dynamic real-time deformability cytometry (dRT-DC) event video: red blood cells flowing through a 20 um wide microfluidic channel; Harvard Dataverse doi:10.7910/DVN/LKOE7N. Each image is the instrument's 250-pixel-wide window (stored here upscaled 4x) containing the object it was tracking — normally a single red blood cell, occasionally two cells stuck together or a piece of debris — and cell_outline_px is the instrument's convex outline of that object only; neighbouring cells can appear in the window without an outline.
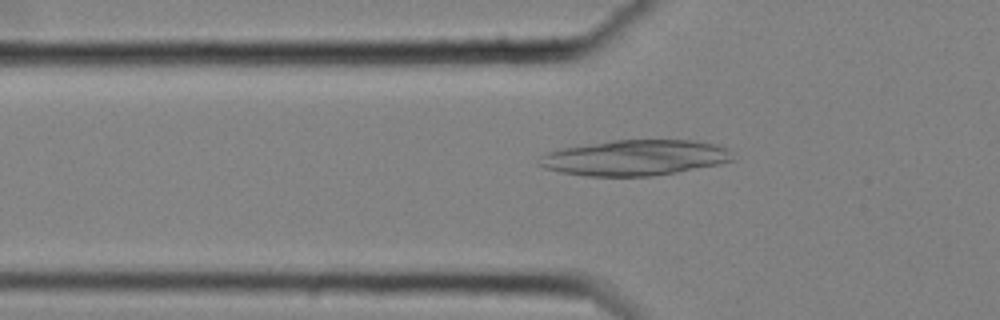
{"species": "common noctule bat (a hibernating species)", "species_latin": "Nyctalus noctula", "temperature_condition": "cold", "stored_images_in_passage": 47, "camera_frame_rate_fps": 3000, "um_per_image_px": 0.085, "animal": {"sex": "female", "body_mass_g": 25.1}, "frame": {"image": 1, "passage_image": 10, "time_ms": 3.0, "image_size_px": [1000, 320], "cell_outline_px": [[732, 160], [720, 164], [676, 172], [652, 176], [588, 176], [560, 172], [544, 168], [536, 164], [540, 156], [548, 152], [564, 148], [612, 140], [696, 140], [716, 144], [728, 148]], "centroid_in_image_um": [53.95, 13.4], "position_along_channel_um": 71.8, "area_um2": 40.06}}
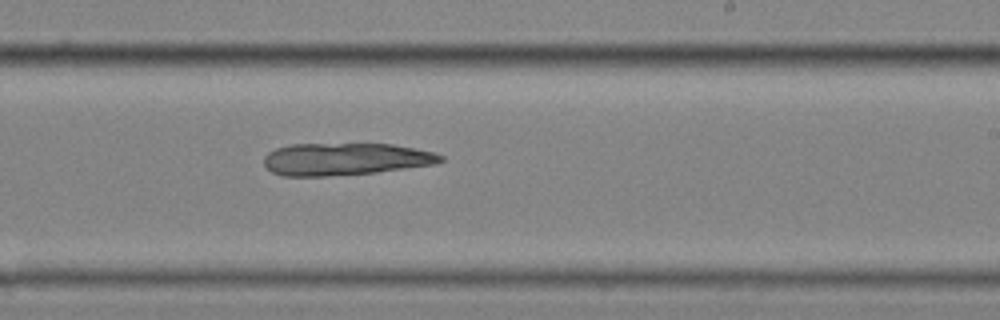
{"frame": {"image": 2, "passage_image": 26, "time_ms": 8.333, "image_size_px": [1000, 320], "cell_outline_px": [[444, 160], [436, 164], [376, 172], [328, 176], [284, 176], [272, 172], [264, 164], [264, 156], [268, 152], [276, 148], [292, 144], [392, 144], [432, 152], [444, 156]], "centroid_in_image_um": [29.33, 13.52], "position_along_channel_um": 259.7, "area_um2": 33.12}}
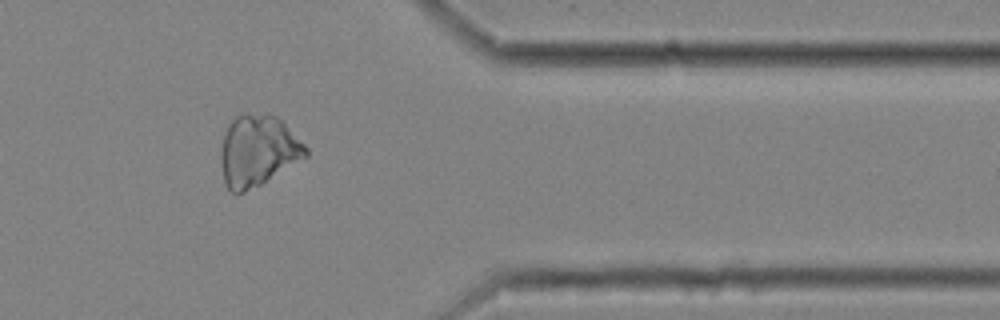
{"frame": {"image": 3, "passage_image": 38, "time_ms": 12.333, "image_size_px": [1000, 320], "cell_outline_px": [[308, 156], [260, 184], [244, 192], [232, 192], [228, 188], [224, 180], [220, 160], [220, 148], [228, 124], [236, 116], [244, 112], [268, 112], [276, 116], [308, 148]], "centroid_in_image_um": [21.9, 12.77], "position_along_channel_um": 389.5, "area_um2": 35.14}}